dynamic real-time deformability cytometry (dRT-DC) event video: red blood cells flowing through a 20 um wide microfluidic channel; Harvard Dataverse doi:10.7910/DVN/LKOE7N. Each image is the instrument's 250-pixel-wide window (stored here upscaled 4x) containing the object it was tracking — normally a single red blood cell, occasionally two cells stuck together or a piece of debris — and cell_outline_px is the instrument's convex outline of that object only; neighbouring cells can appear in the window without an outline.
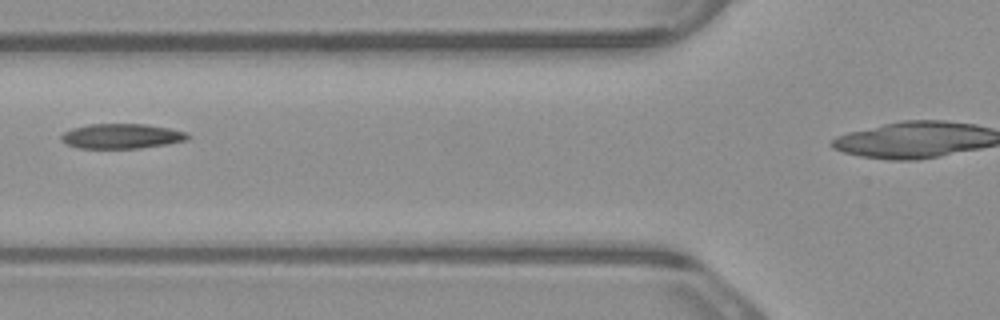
{"species": "common noctule bat (a hibernating species)", "species_latin": "Nyctalus noctula", "temperature_condition": "warm", "stored_images_in_passage": 3, "camera_frame_rate_fps": 3000, "um_per_image_px": 0.085, "animal": {"sex": "male", "body_mass_g": 23.1, "forearm_length_mm": 52.7}, "frame": {"image": 1, "passage_image": 3, "time_ms": 0.667, "image_size_px": [1000, 320], "cell_outline_px": [[192, 136], [188, 140], [140, 148], [80, 148], [68, 144], [60, 140], [60, 136], [64, 132], [72, 128], [88, 124], [144, 124], [168, 128], [188, 132]], "centroid_in_image_um": [10.35, 11.57], "position_along_channel_um": 115.5, "area_um2": 18.32}}